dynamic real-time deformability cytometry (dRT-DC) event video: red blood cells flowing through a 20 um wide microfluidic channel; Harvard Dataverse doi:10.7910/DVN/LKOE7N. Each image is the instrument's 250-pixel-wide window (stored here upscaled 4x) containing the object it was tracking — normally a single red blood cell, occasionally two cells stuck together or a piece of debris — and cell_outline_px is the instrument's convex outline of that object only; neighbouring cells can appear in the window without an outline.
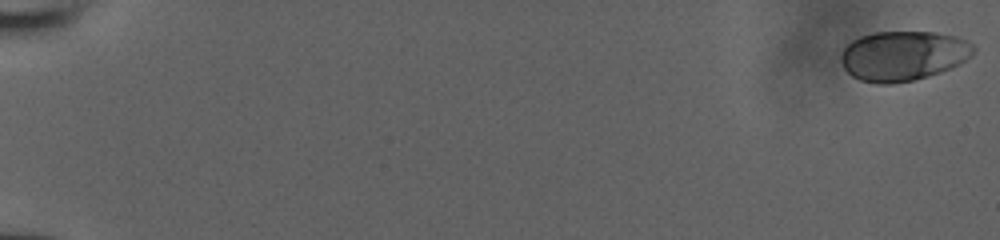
{"species": "human", "species_latin": "Homo sapiens", "temperature_condition": "room temperature", "stored_images_in_passage": 53, "camera_frame_rate_fps": 3000, "um_per_image_px": 0.085, "donor": {"sex": "male"}, "frame": {"image": 1, "passage_image": 1, "time_ms": 0.0, "image_size_px": [1000, 240], "cell_outline_px": [[976, 48], [972, 56], [940, 72], [928, 76], [912, 80], [888, 84], [880, 84], [860, 80], [852, 76], [844, 68], [840, 60], [840, 56], [844, 48], [852, 40], [860, 36], [872, 32], [936, 32], [956, 36], [972, 44]], "centroid_in_image_um": [76.74, 4.73], "position_along_channel_um": 8.3, "area_um2": 38.32}}
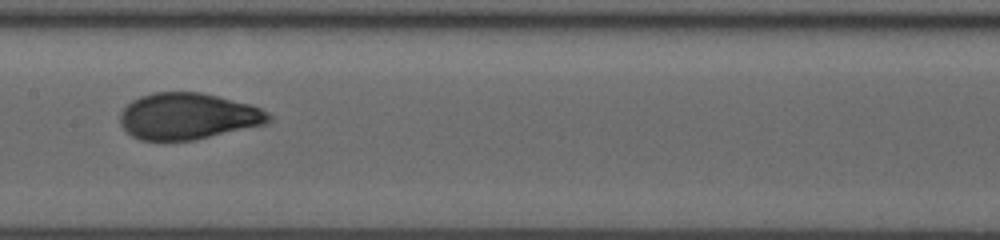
{"frame": {"image": 2, "passage_image": 30, "time_ms": 9.667, "image_size_px": [1000, 240], "cell_outline_px": [[272, 120], [264, 124], [196, 140], [140, 140], [132, 136], [120, 124], [120, 112], [132, 100], [140, 96], [152, 92], [200, 92], [252, 104], [268, 112], [272, 116]], "centroid_in_image_um": [15.98, 9.87], "position_along_channel_um": 191.4, "area_um2": 40.29}}
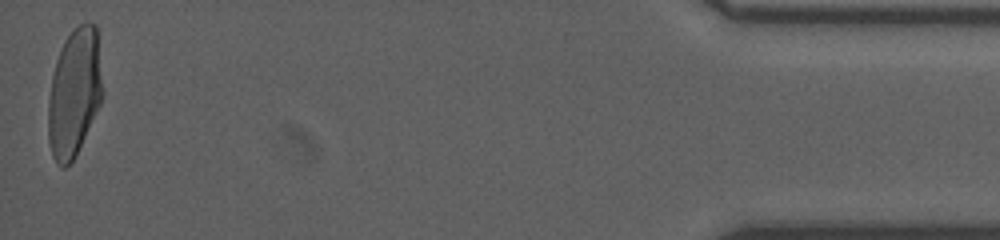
{"frame": {"image": 3, "passage_image": 53, "time_ms": 17.333, "image_size_px": [1000, 240], "cell_outline_px": [[104, 96], [72, 160], [64, 168], [60, 168], [56, 164], [52, 156], [48, 140], [48, 100], [52, 76], [56, 60], [60, 48], [64, 40], [80, 24], [88, 20], [96, 24], [104, 92]], "centroid_in_image_um": [6.32, 7.85], "position_along_channel_um": 428.9, "area_um2": 40.69}}